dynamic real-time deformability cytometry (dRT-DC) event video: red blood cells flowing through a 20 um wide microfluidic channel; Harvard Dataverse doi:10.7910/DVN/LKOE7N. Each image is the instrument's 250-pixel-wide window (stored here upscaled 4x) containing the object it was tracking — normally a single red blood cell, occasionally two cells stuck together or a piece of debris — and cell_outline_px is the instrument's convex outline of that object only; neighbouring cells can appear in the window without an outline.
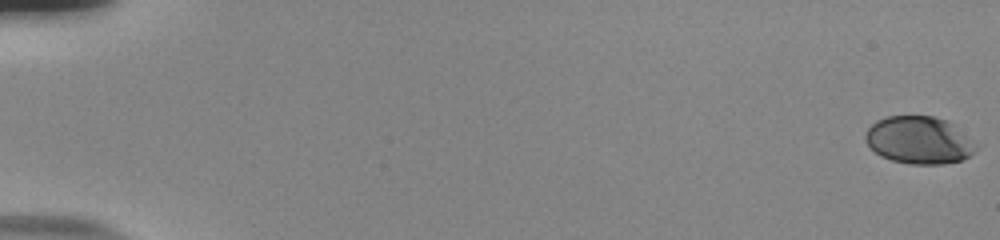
{"species": "human", "species_latin": "Homo sapiens", "temperature_condition": "room temperature", "stored_images_in_passage": 56, "camera_frame_rate_fps": 3000, "um_per_image_px": 0.085, "donor": {"sex": "male"}, "frame": {"image": 1, "passage_image": 1, "time_ms": 0.0, "image_size_px": [1000, 240], "cell_outline_px": [[976, 152], [960, 160], [944, 164], [908, 164], [892, 160], [880, 156], [864, 140], [864, 132], [876, 120], [888, 116], [932, 116], [944, 120], [972, 140], [976, 148]], "centroid_in_image_um": [78.05, 11.92], "position_along_channel_um": 6.9, "area_um2": 30.23}}
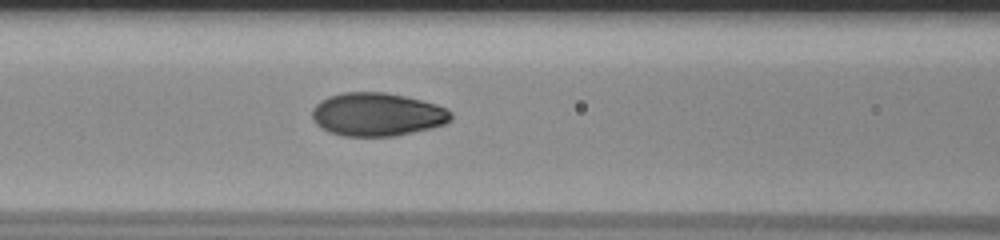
{"frame": {"image": 2, "passage_image": 26, "time_ms": 8.333, "image_size_px": [1000, 240], "cell_outline_px": [[452, 120], [444, 124], [432, 128], [396, 136], [344, 136], [328, 132], [320, 128], [312, 120], [312, 108], [320, 100], [328, 96], [344, 92], [384, 92], [404, 96], [436, 104], [448, 108], [452, 112]], "centroid_in_image_um": [32.05, 9.73], "position_along_channel_um": 134.6, "area_um2": 35.37}}
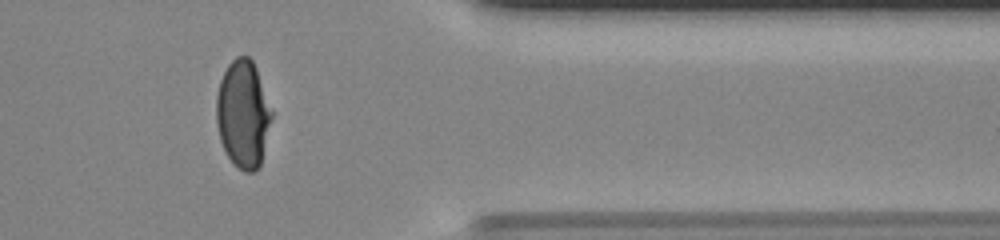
{"frame": {"image": 3, "passage_image": 47, "time_ms": 15.333, "image_size_px": [1000, 240], "cell_outline_px": [[272, 116], [260, 164], [252, 172], [244, 172], [228, 156], [220, 140], [216, 124], [216, 96], [220, 80], [228, 64], [236, 56], [248, 56], [252, 60], [256, 68], [272, 112]], "centroid_in_image_um": [20.64, 9.66], "position_along_channel_um": 390.8, "area_um2": 34.16}, "authors_computed_cell_mechanics": {"area_um2": 34.3332, "velocity_mm_per_s": 3.8434, "shape_relaxation_time_tau1_ms": 4.5834, "shape_relaxation_time_tau2_ms": null, "deformation_change_tau1": 0.2084, "deformation_change_tau2": null}}